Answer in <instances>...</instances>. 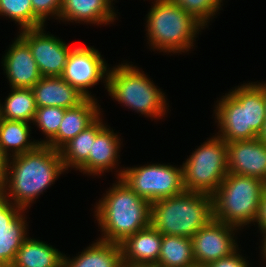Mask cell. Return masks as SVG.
<instances>
[{"label": "cell", "mask_w": 266, "mask_h": 267, "mask_svg": "<svg viewBox=\"0 0 266 267\" xmlns=\"http://www.w3.org/2000/svg\"><path fill=\"white\" fill-rule=\"evenodd\" d=\"M213 219L211 195L184 191L151 202L150 224L162 235L192 238Z\"/></svg>", "instance_id": "cell-1"}, {"label": "cell", "mask_w": 266, "mask_h": 267, "mask_svg": "<svg viewBox=\"0 0 266 267\" xmlns=\"http://www.w3.org/2000/svg\"><path fill=\"white\" fill-rule=\"evenodd\" d=\"M225 97L216 113L220 138L226 143L257 138L266 119L265 85H244Z\"/></svg>", "instance_id": "cell-2"}, {"label": "cell", "mask_w": 266, "mask_h": 267, "mask_svg": "<svg viewBox=\"0 0 266 267\" xmlns=\"http://www.w3.org/2000/svg\"><path fill=\"white\" fill-rule=\"evenodd\" d=\"M103 241L120 244L126 237L150 225L151 203L120 179L97 207Z\"/></svg>", "instance_id": "cell-3"}, {"label": "cell", "mask_w": 266, "mask_h": 267, "mask_svg": "<svg viewBox=\"0 0 266 267\" xmlns=\"http://www.w3.org/2000/svg\"><path fill=\"white\" fill-rule=\"evenodd\" d=\"M14 157L9 191L18 204L16 208L21 210L51 185L65 167L60 151L47 145H38L34 150Z\"/></svg>", "instance_id": "cell-4"}, {"label": "cell", "mask_w": 266, "mask_h": 267, "mask_svg": "<svg viewBox=\"0 0 266 267\" xmlns=\"http://www.w3.org/2000/svg\"><path fill=\"white\" fill-rule=\"evenodd\" d=\"M265 190L261 179L228 173L212 195L213 218L234 227L257 221Z\"/></svg>", "instance_id": "cell-5"}, {"label": "cell", "mask_w": 266, "mask_h": 267, "mask_svg": "<svg viewBox=\"0 0 266 267\" xmlns=\"http://www.w3.org/2000/svg\"><path fill=\"white\" fill-rule=\"evenodd\" d=\"M148 15L149 38L155 47L176 51L187 49L199 26H203L178 4L157 0Z\"/></svg>", "instance_id": "cell-6"}, {"label": "cell", "mask_w": 266, "mask_h": 267, "mask_svg": "<svg viewBox=\"0 0 266 267\" xmlns=\"http://www.w3.org/2000/svg\"><path fill=\"white\" fill-rule=\"evenodd\" d=\"M227 143L214 138L195 151L183 165L186 191L213 195L228 174Z\"/></svg>", "instance_id": "cell-7"}, {"label": "cell", "mask_w": 266, "mask_h": 267, "mask_svg": "<svg viewBox=\"0 0 266 267\" xmlns=\"http://www.w3.org/2000/svg\"><path fill=\"white\" fill-rule=\"evenodd\" d=\"M107 76L108 91L115 99L146 115L163 114V94L137 69L122 65Z\"/></svg>", "instance_id": "cell-8"}, {"label": "cell", "mask_w": 266, "mask_h": 267, "mask_svg": "<svg viewBox=\"0 0 266 267\" xmlns=\"http://www.w3.org/2000/svg\"><path fill=\"white\" fill-rule=\"evenodd\" d=\"M120 178L138 196L150 203L159 199L183 193V168L176 169L167 165H148L122 171Z\"/></svg>", "instance_id": "cell-9"}, {"label": "cell", "mask_w": 266, "mask_h": 267, "mask_svg": "<svg viewBox=\"0 0 266 267\" xmlns=\"http://www.w3.org/2000/svg\"><path fill=\"white\" fill-rule=\"evenodd\" d=\"M39 28L24 29L20 37L29 45L44 77H61L71 49L59 39L45 35Z\"/></svg>", "instance_id": "cell-10"}, {"label": "cell", "mask_w": 266, "mask_h": 267, "mask_svg": "<svg viewBox=\"0 0 266 267\" xmlns=\"http://www.w3.org/2000/svg\"><path fill=\"white\" fill-rule=\"evenodd\" d=\"M231 227L234 226L213 218L195 233L191 241L193 257L197 264L208 265L235 252V243L229 233Z\"/></svg>", "instance_id": "cell-11"}, {"label": "cell", "mask_w": 266, "mask_h": 267, "mask_svg": "<svg viewBox=\"0 0 266 267\" xmlns=\"http://www.w3.org/2000/svg\"><path fill=\"white\" fill-rule=\"evenodd\" d=\"M97 50L90 47L71 49L61 78L75 87L86 98V87L95 85L104 75L106 66Z\"/></svg>", "instance_id": "cell-12"}, {"label": "cell", "mask_w": 266, "mask_h": 267, "mask_svg": "<svg viewBox=\"0 0 266 267\" xmlns=\"http://www.w3.org/2000/svg\"><path fill=\"white\" fill-rule=\"evenodd\" d=\"M228 173L266 183V144L259 137L227 143Z\"/></svg>", "instance_id": "cell-13"}, {"label": "cell", "mask_w": 266, "mask_h": 267, "mask_svg": "<svg viewBox=\"0 0 266 267\" xmlns=\"http://www.w3.org/2000/svg\"><path fill=\"white\" fill-rule=\"evenodd\" d=\"M0 190V267H10L25 238V223Z\"/></svg>", "instance_id": "cell-14"}, {"label": "cell", "mask_w": 266, "mask_h": 267, "mask_svg": "<svg viewBox=\"0 0 266 267\" xmlns=\"http://www.w3.org/2000/svg\"><path fill=\"white\" fill-rule=\"evenodd\" d=\"M119 245L124 265H156L162 245V234L150 224L126 237Z\"/></svg>", "instance_id": "cell-15"}, {"label": "cell", "mask_w": 266, "mask_h": 267, "mask_svg": "<svg viewBox=\"0 0 266 267\" xmlns=\"http://www.w3.org/2000/svg\"><path fill=\"white\" fill-rule=\"evenodd\" d=\"M4 66L12 88L31 89L43 77L29 45L20 36L5 56Z\"/></svg>", "instance_id": "cell-16"}, {"label": "cell", "mask_w": 266, "mask_h": 267, "mask_svg": "<svg viewBox=\"0 0 266 267\" xmlns=\"http://www.w3.org/2000/svg\"><path fill=\"white\" fill-rule=\"evenodd\" d=\"M97 110V105L91 97L85 98L77 106L67 108L57 135L51 141L40 142V145H47L59 151L98 118Z\"/></svg>", "instance_id": "cell-17"}, {"label": "cell", "mask_w": 266, "mask_h": 267, "mask_svg": "<svg viewBox=\"0 0 266 267\" xmlns=\"http://www.w3.org/2000/svg\"><path fill=\"white\" fill-rule=\"evenodd\" d=\"M36 107L71 108L86 97L61 77H42L32 88Z\"/></svg>", "instance_id": "cell-18"}, {"label": "cell", "mask_w": 266, "mask_h": 267, "mask_svg": "<svg viewBox=\"0 0 266 267\" xmlns=\"http://www.w3.org/2000/svg\"><path fill=\"white\" fill-rule=\"evenodd\" d=\"M63 258L56 249L26 237L10 267H60Z\"/></svg>", "instance_id": "cell-19"}, {"label": "cell", "mask_w": 266, "mask_h": 267, "mask_svg": "<svg viewBox=\"0 0 266 267\" xmlns=\"http://www.w3.org/2000/svg\"><path fill=\"white\" fill-rule=\"evenodd\" d=\"M65 267H123L120 245L100 240L73 261L63 258Z\"/></svg>", "instance_id": "cell-20"}, {"label": "cell", "mask_w": 266, "mask_h": 267, "mask_svg": "<svg viewBox=\"0 0 266 267\" xmlns=\"http://www.w3.org/2000/svg\"><path fill=\"white\" fill-rule=\"evenodd\" d=\"M106 127H103L92 142L88 160L80 167L89 173L102 172L114 165L117 158L118 138Z\"/></svg>", "instance_id": "cell-21"}, {"label": "cell", "mask_w": 266, "mask_h": 267, "mask_svg": "<svg viewBox=\"0 0 266 267\" xmlns=\"http://www.w3.org/2000/svg\"><path fill=\"white\" fill-rule=\"evenodd\" d=\"M110 0H62L59 17L68 20L109 22L114 19Z\"/></svg>", "instance_id": "cell-22"}, {"label": "cell", "mask_w": 266, "mask_h": 267, "mask_svg": "<svg viewBox=\"0 0 266 267\" xmlns=\"http://www.w3.org/2000/svg\"><path fill=\"white\" fill-rule=\"evenodd\" d=\"M192 241L189 237L162 235L158 267H189L195 264Z\"/></svg>", "instance_id": "cell-23"}, {"label": "cell", "mask_w": 266, "mask_h": 267, "mask_svg": "<svg viewBox=\"0 0 266 267\" xmlns=\"http://www.w3.org/2000/svg\"><path fill=\"white\" fill-rule=\"evenodd\" d=\"M103 127L104 125L97 118L90 126L65 144L63 149L59 150L65 168H68L70 164L80 168L88 160L92 142Z\"/></svg>", "instance_id": "cell-24"}, {"label": "cell", "mask_w": 266, "mask_h": 267, "mask_svg": "<svg viewBox=\"0 0 266 267\" xmlns=\"http://www.w3.org/2000/svg\"><path fill=\"white\" fill-rule=\"evenodd\" d=\"M13 90L6 99L4 108L0 107V118L27 123L29 120H34L37 107L32 89L13 88Z\"/></svg>", "instance_id": "cell-25"}, {"label": "cell", "mask_w": 266, "mask_h": 267, "mask_svg": "<svg viewBox=\"0 0 266 267\" xmlns=\"http://www.w3.org/2000/svg\"><path fill=\"white\" fill-rule=\"evenodd\" d=\"M29 126L27 122L0 118V148L7 156V149H15V155L34 150L40 143H28Z\"/></svg>", "instance_id": "cell-26"}, {"label": "cell", "mask_w": 266, "mask_h": 267, "mask_svg": "<svg viewBox=\"0 0 266 267\" xmlns=\"http://www.w3.org/2000/svg\"><path fill=\"white\" fill-rule=\"evenodd\" d=\"M0 13L19 22L23 30L43 26V23L33 14L31 0H0Z\"/></svg>", "instance_id": "cell-27"}, {"label": "cell", "mask_w": 266, "mask_h": 267, "mask_svg": "<svg viewBox=\"0 0 266 267\" xmlns=\"http://www.w3.org/2000/svg\"><path fill=\"white\" fill-rule=\"evenodd\" d=\"M66 109L57 106L37 107L34 121L50 138L51 141L58 133Z\"/></svg>", "instance_id": "cell-28"}, {"label": "cell", "mask_w": 266, "mask_h": 267, "mask_svg": "<svg viewBox=\"0 0 266 267\" xmlns=\"http://www.w3.org/2000/svg\"><path fill=\"white\" fill-rule=\"evenodd\" d=\"M178 4L187 13L191 14L203 26L205 20L209 18L219 8L221 0H169Z\"/></svg>", "instance_id": "cell-29"}, {"label": "cell", "mask_w": 266, "mask_h": 267, "mask_svg": "<svg viewBox=\"0 0 266 267\" xmlns=\"http://www.w3.org/2000/svg\"><path fill=\"white\" fill-rule=\"evenodd\" d=\"M33 14L43 23L48 13H54L59 16L62 0H31Z\"/></svg>", "instance_id": "cell-30"}, {"label": "cell", "mask_w": 266, "mask_h": 267, "mask_svg": "<svg viewBox=\"0 0 266 267\" xmlns=\"http://www.w3.org/2000/svg\"><path fill=\"white\" fill-rule=\"evenodd\" d=\"M236 252L208 264V267H248L246 261L235 255Z\"/></svg>", "instance_id": "cell-31"}, {"label": "cell", "mask_w": 266, "mask_h": 267, "mask_svg": "<svg viewBox=\"0 0 266 267\" xmlns=\"http://www.w3.org/2000/svg\"><path fill=\"white\" fill-rule=\"evenodd\" d=\"M8 159H7V156L1 151V148H0V190H4V187L6 186L5 185V180L7 179L8 180V178H7V161Z\"/></svg>", "instance_id": "cell-32"}, {"label": "cell", "mask_w": 266, "mask_h": 267, "mask_svg": "<svg viewBox=\"0 0 266 267\" xmlns=\"http://www.w3.org/2000/svg\"><path fill=\"white\" fill-rule=\"evenodd\" d=\"M257 220V222H259V226L261 227L262 232L266 231V190L264 191L262 196L260 212Z\"/></svg>", "instance_id": "cell-33"}, {"label": "cell", "mask_w": 266, "mask_h": 267, "mask_svg": "<svg viewBox=\"0 0 266 267\" xmlns=\"http://www.w3.org/2000/svg\"><path fill=\"white\" fill-rule=\"evenodd\" d=\"M258 137L263 143L266 144V119H265L263 129Z\"/></svg>", "instance_id": "cell-34"}, {"label": "cell", "mask_w": 266, "mask_h": 267, "mask_svg": "<svg viewBox=\"0 0 266 267\" xmlns=\"http://www.w3.org/2000/svg\"><path fill=\"white\" fill-rule=\"evenodd\" d=\"M189 267H208V265L195 263V264H193V265H191Z\"/></svg>", "instance_id": "cell-35"}, {"label": "cell", "mask_w": 266, "mask_h": 267, "mask_svg": "<svg viewBox=\"0 0 266 267\" xmlns=\"http://www.w3.org/2000/svg\"><path fill=\"white\" fill-rule=\"evenodd\" d=\"M123 267H158L155 265H147V266H127V265H123Z\"/></svg>", "instance_id": "cell-36"}, {"label": "cell", "mask_w": 266, "mask_h": 267, "mask_svg": "<svg viewBox=\"0 0 266 267\" xmlns=\"http://www.w3.org/2000/svg\"><path fill=\"white\" fill-rule=\"evenodd\" d=\"M265 234H266V231H263ZM265 237V242H264V253H265V257H266V235L264 236Z\"/></svg>", "instance_id": "cell-37"}, {"label": "cell", "mask_w": 266, "mask_h": 267, "mask_svg": "<svg viewBox=\"0 0 266 267\" xmlns=\"http://www.w3.org/2000/svg\"><path fill=\"white\" fill-rule=\"evenodd\" d=\"M265 104H266V85H265Z\"/></svg>", "instance_id": "cell-38"}]
</instances>
